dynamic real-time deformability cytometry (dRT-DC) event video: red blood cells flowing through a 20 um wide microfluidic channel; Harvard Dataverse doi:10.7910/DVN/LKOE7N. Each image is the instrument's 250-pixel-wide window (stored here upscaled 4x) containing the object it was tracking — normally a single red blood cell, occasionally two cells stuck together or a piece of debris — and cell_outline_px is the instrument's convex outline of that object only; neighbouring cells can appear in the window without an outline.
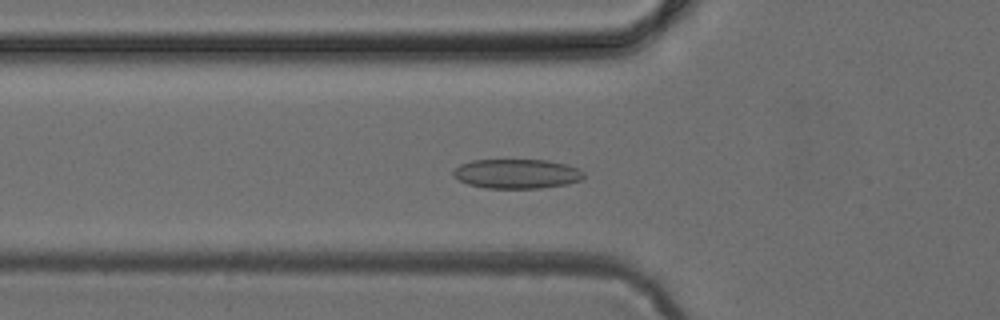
{"species": "common noctule bat (a hibernating species)", "species_latin": "Nyctalus noctula", "temperature_condition": "cold", "stored_images_in_passage": 49, "camera_frame_rate_fps": 3000, "um_per_image_px": 0.085, "animal": {"sex": "female", "body_mass_g": 24.6, "forearm_length_mm": 56.2}, "frame": {"image": 1, "passage_image": 17, "time_ms": 5.333, "image_size_px": [1000, 320], "cell_outline_px": [[584, 176], [580, 180], [568, 184], [540, 188], [484, 188], [468, 184], [452, 176], [452, 172], [460, 164], [472, 160], [548, 160], [568, 164], [584, 172]], "centroid_in_image_um": [43.92, 14.77], "position_along_channel_um": 81.9, "area_um2": 22.48}}
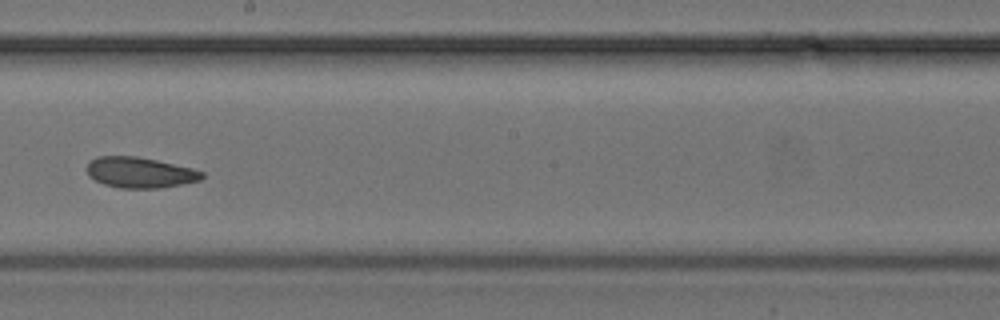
{"frame": {"image": 2, "passage_image": 28, "time_ms": 9.0, "image_size_px": [1000, 320], "cell_outline_px": [[204, 176], [200, 180], [160, 188], [120, 188], [104, 184], [88, 176], [88, 164], [96, 156], [136, 156], [156, 160], [192, 168], [204, 172]], "centroid_in_image_um": [11.9, 14.66], "position_along_channel_um": 236.3, "area_um2": 20.4}}
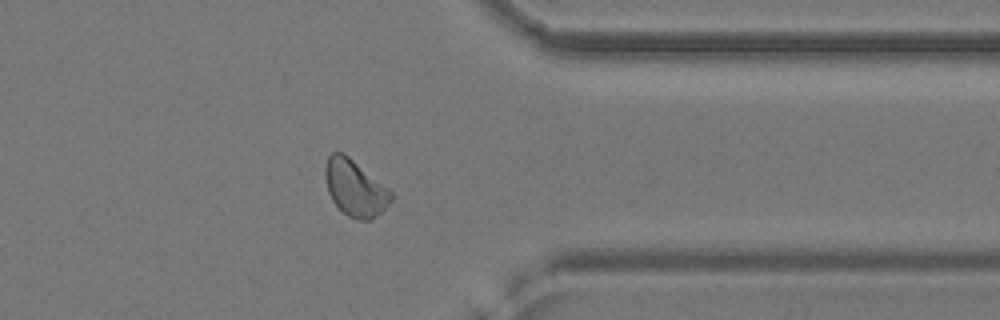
{"frame": {"image": 3, "passage_image": 39, "time_ms": 12.667, "image_size_px": [1000, 320], "cell_outline_px": [[392, 200], [372, 220], [360, 220], [348, 216], [332, 200], [328, 192], [324, 172], [324, 168], [328, 156], [332, 152], [344, 152], [388, 188], [392, 192]], "centroid_in_image_um": [30.16, 15.96], "position_along_channel_um": 381.2, "area_um2": 21.44}}